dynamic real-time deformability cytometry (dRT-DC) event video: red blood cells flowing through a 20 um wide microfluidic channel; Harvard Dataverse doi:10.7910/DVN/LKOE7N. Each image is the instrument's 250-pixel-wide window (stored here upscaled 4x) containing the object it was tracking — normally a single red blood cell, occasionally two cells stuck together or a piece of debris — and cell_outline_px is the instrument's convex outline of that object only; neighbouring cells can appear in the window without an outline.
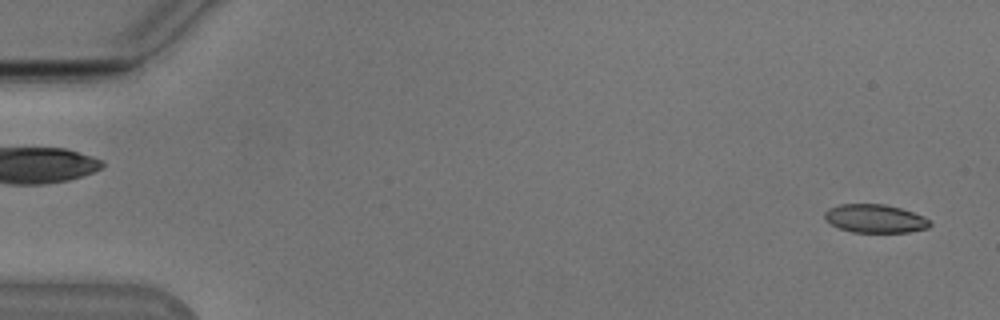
{"species": "Egyptian fruit bat (a non-hibernating species)", "species_latin": "Rousettus aegyptiacus", "temperature_condition": "cold", "stored_images_in_passage": 53, "camera_frame_rate_fps": 3000, "um_per_image_px": 0.085, "animal": {"sex": "male"}, "frame": {"image": 1, "passage_image": 2, "time_ms": 0.333, "image_size_px": [1000, 320], "cell_outline_px": [[932, 224], [928, 228], [908, 232], [852, 232], [836, 228], [824, 220], [824, 212], [828, 208], [840, 204], [884, 204], [900, 208], [924, 216]], "centroid_in_image_um": [74.33, 18.58], "position_along_channel_um": 10.7, "area_um2": 17.57}}
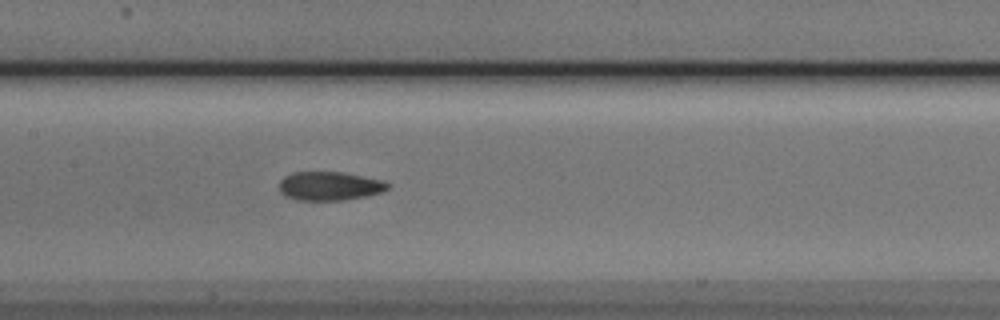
{"frame": {"image": 2, "passage_image": 26, "time_ms": 8.333, "image_size_px": [1000, 320], "cell_outline_px": [[388, 188], [380, 192], [364, 196], [344, 200], [296, 200], [284, 196], [280, 192], [280, 180], [284, 176], [292, 172], [340, 172], [384, 180], [388, 184]], "centroid_in_image_um": [27.96, 15.81], "position_along_channel_um": 179.4, "area_um2": 18.09}}
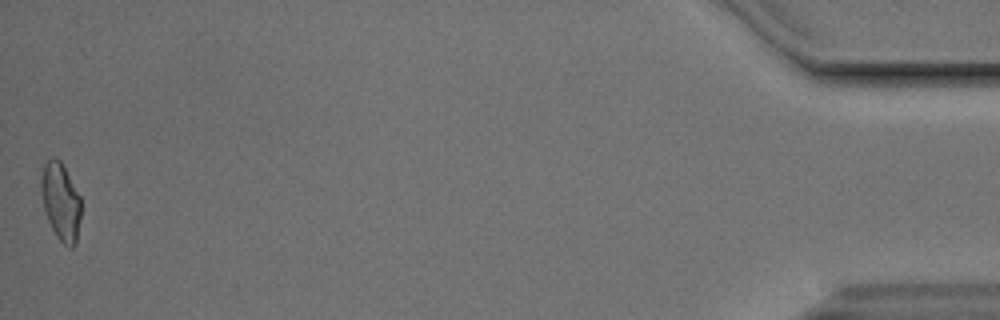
{"frame": {"image": 3, "passage_image": 53, "time_ms": 17.333, "image_size_px": [1000, 320], "cell_outline_px": [[80, 216], [76, 244], [72, 248], [68, 248], [56, 236], [44, 212], [40, 192], [40, 180], [44, 164], [52, 156], [60, 160], [80, 196]], "centroid_in_image_um": [5.14, 17.14], "position_along_channel_um": 430.1, "area_um2": 18.09}, "authors_computed_cell_mechanics": {"area_um2": 18.0914, "velocity_mm_per_s": 3.8415, "shape_relaxation_time_tau1_ms": 6.5596, "shape_relaxation_time_tau2_ms": 2.2242, "deformation_change_tau1": 0.144, "deformation_change_tau2": 0.0801}}